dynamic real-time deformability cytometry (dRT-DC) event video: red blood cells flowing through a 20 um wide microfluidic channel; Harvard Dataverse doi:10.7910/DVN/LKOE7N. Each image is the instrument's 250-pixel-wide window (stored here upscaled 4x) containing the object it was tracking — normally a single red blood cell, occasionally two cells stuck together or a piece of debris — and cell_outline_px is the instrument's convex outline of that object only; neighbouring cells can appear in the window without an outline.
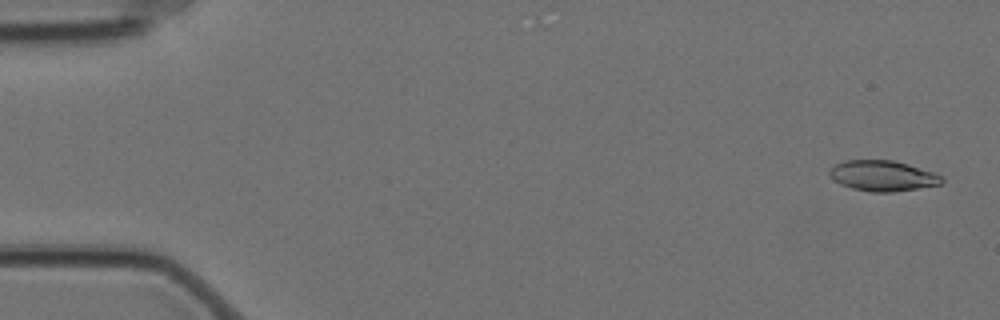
{"species": "Egyptian fruit bat (a non-hibernating species)", "species_latin": "Rousettus aegyptiacus", "temperature_condition": "cold", "stored_images_in_passage": 5, "camera_frame_rate_fps": 3000, "um_per_image_px": 0.085, "animal": {"sex": "female"}, "frame": {"image": 1, "passage_image": 1, "time_ms": 0.0, "image_size_px": [1000, 320], "cell_outline_px": [[944, 180], [940, 184], [892, 192], [868, 192], [852, 188], [840, 184], [832, 180], [828, 172], [836, 164], [844, 160], [892, 160], [908, 164], [932, 172], [940, 176]], "centroid_in_image_um": [74.97, 14.94], "position_along_channel_um": 10.0, "area_um2": 19.83}}
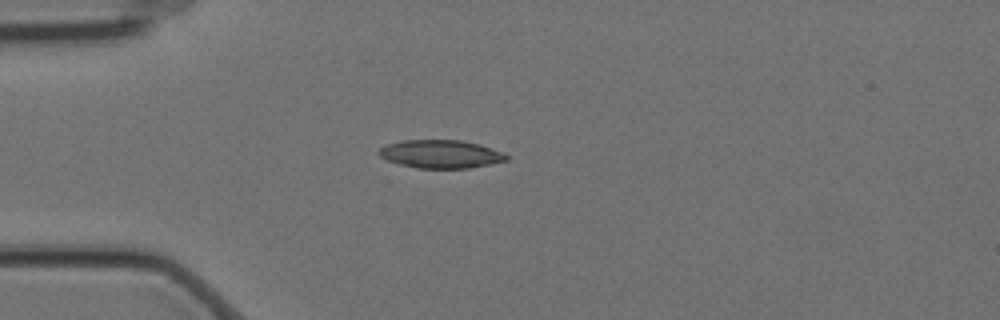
{"frame": {"image": 2, "passage_image": 5, "time_ms": 1.333, "image_size_px": [1000, 320], "cell_outline_px": [[508, 160], [468, 168], [416, 168], [400, 164], [388, 160], [380, 156], [376, 152], [380, 148], [388, 144], [404, 140], [460, 140], [480, 144], [500, 152], [508, 156]], "centroid_in_image_um": [37.43, 13.09], "position_along_channel_um": 47.6, "area_um2": 20.69}}